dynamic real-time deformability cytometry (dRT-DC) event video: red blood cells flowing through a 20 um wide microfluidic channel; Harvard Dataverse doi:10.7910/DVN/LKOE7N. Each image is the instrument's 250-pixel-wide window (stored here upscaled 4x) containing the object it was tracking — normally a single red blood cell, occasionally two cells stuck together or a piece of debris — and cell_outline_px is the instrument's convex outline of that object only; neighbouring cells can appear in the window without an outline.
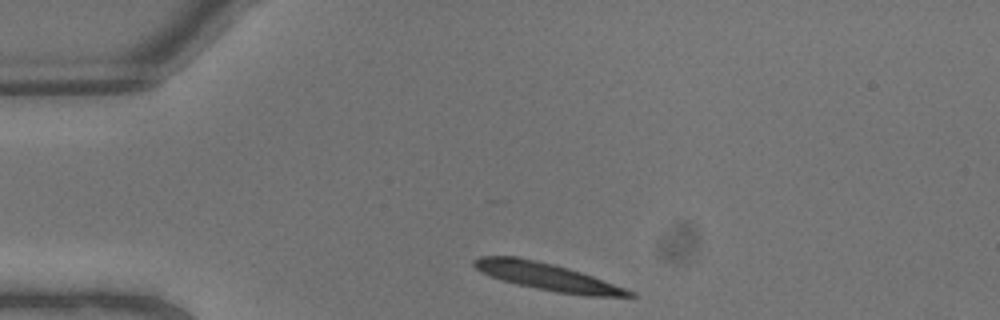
{"species": "common noctule bat (a hibernating species)", "species_latin": "Nyctalus noctula", "temperature_condition": "warm", "stored_images_in_passage": 4, "camera_frame_rate_fps": 3000, "um_per_image_px": 0.085, "animal": {"sex": "male", "body_mass_g": 13.3}, "frame": {"image": 1, "passage_image": 1, "time_ms": 0.0, "image_size_px": [1000, 320], "cell_outline_px": [[636, 296], [584, 296], [556, 292], [536, 288], [504, 280], [492, 276], [476, 268], [472, 264], [472, 260], [480, 256], [516, 256], [536, 260], [568, 268], [592, 276], [636, 292]], "centroid_in_image_um": [46.54, 23.51], "position_along_channel_um": 38.5, "area_um2": 24.22}}
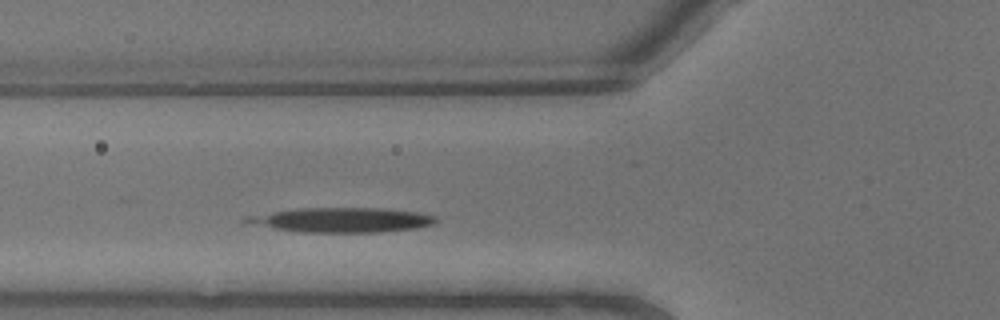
{"frame": {"image": 2, "passage_image": 4, "time_ms": 1.0, "image_size_px": [1000, 320], "cell_outline_px": [[436, 220], [432, 224], [416, 228], [380, 232], [304, 232], [272, 228], [240, 220], [244, 216], [300, 208], [380, 208], [416, 212], [436, 216]], "centroid_in_image_um": [29.04, 18.69], "position_along_channel_um": 96.8, "area_um2": 26.88}}